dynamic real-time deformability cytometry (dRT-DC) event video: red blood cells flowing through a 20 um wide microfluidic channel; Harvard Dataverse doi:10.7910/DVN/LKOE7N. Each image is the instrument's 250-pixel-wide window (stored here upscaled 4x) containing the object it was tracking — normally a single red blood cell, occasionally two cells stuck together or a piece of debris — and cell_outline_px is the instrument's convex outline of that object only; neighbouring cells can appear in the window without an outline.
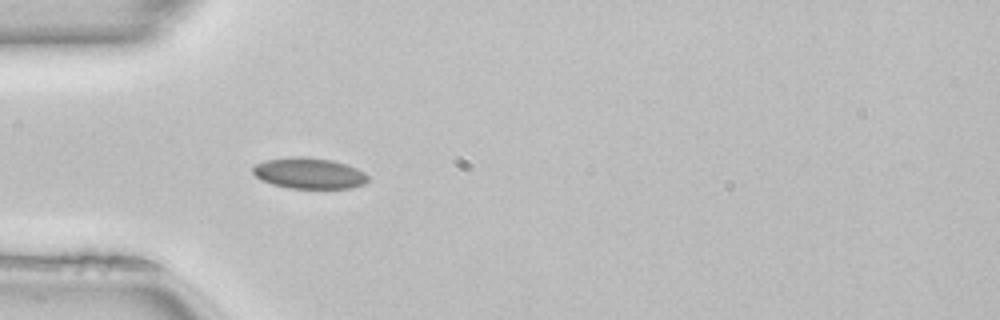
{"species": "common noctule bat (a hibernating species)", "species_latin": "Nyctalus noctula", "temperature_condition": "room temperature", "stored_images_in_passage": 10, "camera_frame_rate_fps": 3000, "um_per_image_px": 0.085, "animal": {"sex": "female", "body_mass_g": 22.7, "forearm_length_mm": 54.2}, "frame": {"image": 1, "passage_image": 1, "time_ms": 0.0, "image_size_px": [1000, 320], "cell_outline_px": [[368, 180], [364, 184], [352, 188], [288, 188], [272, 184], [260, 180], [252, 172], [252, 164], [264, 160], [292, 156], [304, 156], [332, 160], [356, 168], [364, 172], [368, 176]], "centroid_in_image_um": [26.22, 14.72], "position_along_channel_um": 58.8, "area_um2": 20.98}}